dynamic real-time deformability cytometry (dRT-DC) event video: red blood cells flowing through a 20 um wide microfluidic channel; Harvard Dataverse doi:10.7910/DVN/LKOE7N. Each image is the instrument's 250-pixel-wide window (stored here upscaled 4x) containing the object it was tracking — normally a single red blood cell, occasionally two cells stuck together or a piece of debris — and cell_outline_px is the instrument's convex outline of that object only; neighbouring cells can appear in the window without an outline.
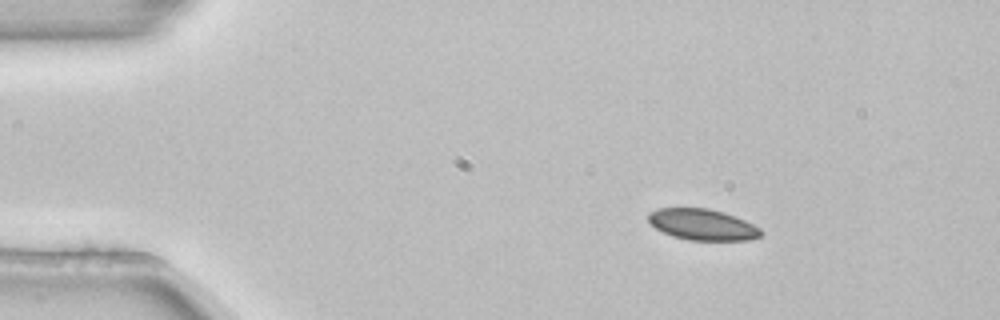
{"species": "common noctule bat (a hibernating species)", "species_latin": "Nyctalus noctula", "temperature_condition": "room temperature", "stored_images_in_passage": 3, "camera_frame_rate_fps": 3000, "um_per_image_px": 0.085, "animal": {"sex": "female", "body_mass_g": 22.7, "forearm_length_mm": 54.2}, "frame": {"image": 1, "passage_image": 1, "time_ms": 0.0, "image_size_px": [1000, 320], "cell_outline_px": [[764, 232], [760, 236], [748, 240], [688, 240], [672, 236], [656, 228], [648, 220], [648, 212], [656, 208], [708, 208], [724, 212], [744, 220], [760, 228]], "centroid_in_image_um": [59.7, 19.08], "position_along_channel_um": 25.3, "area_um2": 20.4}}
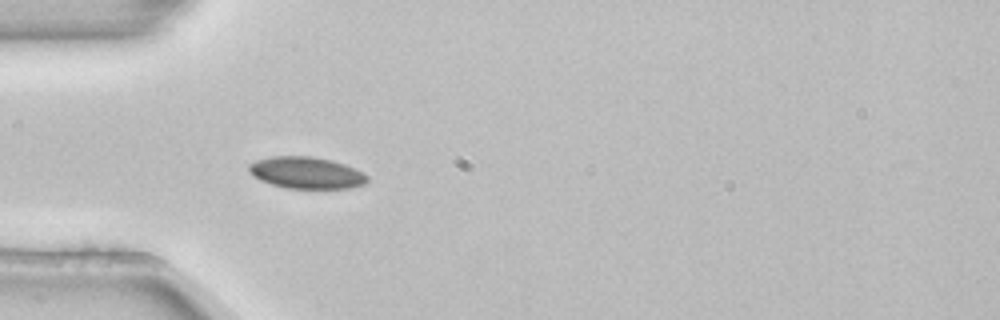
{"frame": {"image": 2, "passage_image": 3, "time_ms": 0.667, "image_size_px": [1000, 320], "cell_outline_px": [[368, 180], [364, 184], [348, 188], [284, 188], [260, 180], [248, 172], [248, 164], [256, 160], [272, 156], [312, 156], [332, 160], [344, 164], [364, 172], [368, 176]], "centroid_in_image_um": [26.03, 14.68], "position_along_channel_um": 59.0, "area_um2": 21.96}}